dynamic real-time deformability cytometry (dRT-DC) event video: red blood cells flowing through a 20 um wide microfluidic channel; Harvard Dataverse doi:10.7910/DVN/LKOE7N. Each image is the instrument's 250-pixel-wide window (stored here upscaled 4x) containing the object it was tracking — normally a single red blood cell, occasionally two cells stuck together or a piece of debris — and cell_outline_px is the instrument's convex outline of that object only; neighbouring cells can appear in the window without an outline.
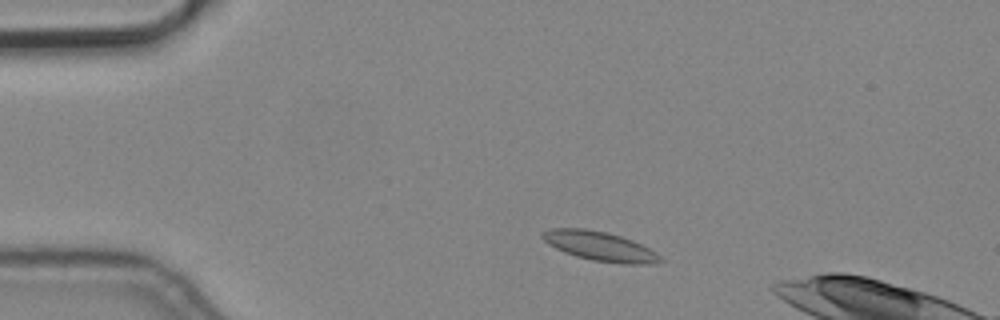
{"species": "common noctule bat (a hibernating species)", "species_latin": "Nyctalus noctula", "temperature_condition": "cold", "stored_images_in_passage": 15, "camera_frame_rate_fps": 3000, "um_per_image_px": 0.085, "animal": {"sex": "male", "body_mass_g": 19.2, "forearm_length_mm": 51.8}, "frame": {"image": 1, "passage_image": 2, "time_ms": 0.333, "image_size_px": [1000, 320], "cell_outline_px": [[664, 260], [652, 264], [624, 264], [592, 260], [576, 256], [564, 252], [548, 244], [540, 236], [540, 232], [552, 228], [584, 228], [608, 232], [632, 240], [656, 252]], "centroid_in_image_um": [50.97, 20.92], "position_along_channel_um": 34.0, "area_um2": 20.17}}
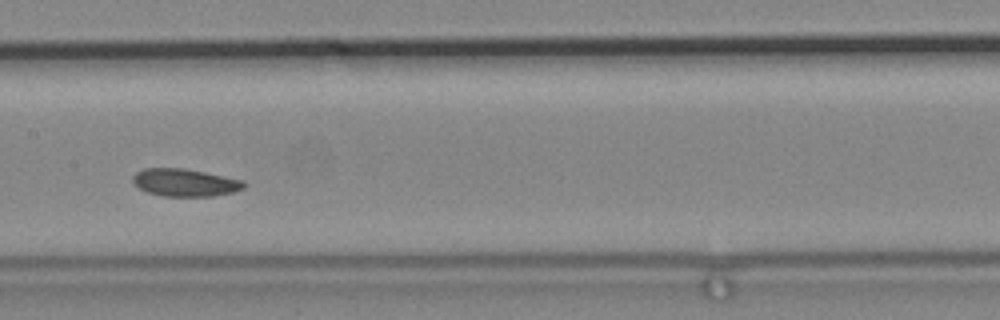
{"frame": {"image": 2, "passage_image": 7, "time_ms": 2.0, "image_size_px": [1000, 320], "cell_outline_px": [[244, 188], [232, 192], [212, 196], [164, 196], [148, 192], [140, 188], [132, 180], [132, 176], [136, 172], [144, 168], [184, 168], [244, 180]], "centroid_in_image_um": [15.71, 15.51], "position_along_channel_um": 191.7, "area_um2": 17.69}}
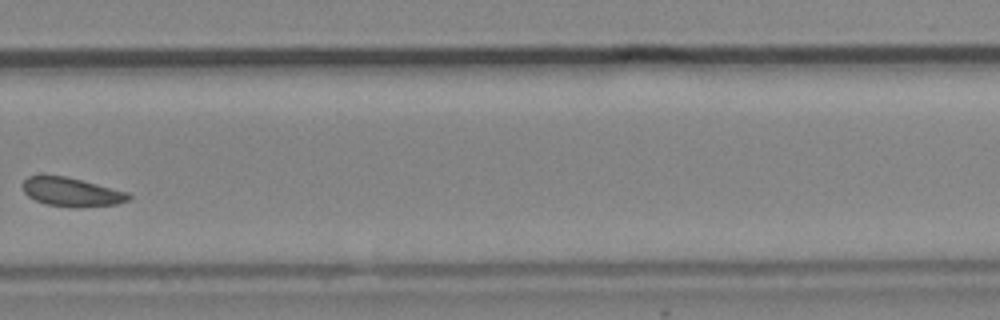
{"frame": {"image": 3, "passage_image": 10, "time_ms": 3.0, "image_size_px": [1000, 320], "cell_outline_px": [[132, 196], [128, 200], [116, 204], [80, 208], [72, 208], [48, 204], [36, 200], [28, 196], [24, 192], [20, 184], [28, 176], [64, 176], [128, 192]], "centroid_in_image_um": [6.07, 16.34], "position_along_channel_um": 323.7, "area_um2": 17.69}}